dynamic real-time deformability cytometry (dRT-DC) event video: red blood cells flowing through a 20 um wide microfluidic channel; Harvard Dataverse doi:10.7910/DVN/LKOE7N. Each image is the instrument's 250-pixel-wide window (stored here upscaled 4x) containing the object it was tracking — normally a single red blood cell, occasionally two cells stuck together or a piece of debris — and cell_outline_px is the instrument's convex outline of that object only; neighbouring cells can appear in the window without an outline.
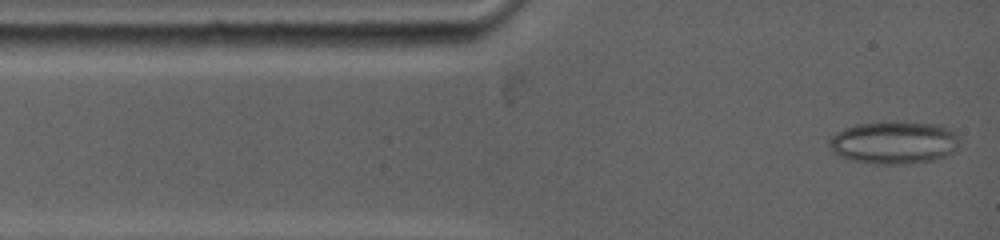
{"species": "common noctule bat (a hibernating species)", "species_latin": "Nyctalus noctula", "temperature_condition": "warm", "stored_images_in_passage": 4, "camera_frame_rate_fps": 5000, "um_per_image_px": 0.085, "animal": {"sex": "female", "body_mass_g": 19.0, "forearm_length_mm": 53.3}, "frame": {"image": 1, "passage_image": 1, "time_ms": 0.0, "image_size_px": [1000, 240], "cell_outline_px": [[956, 148], [952, 152], [944, 156], [932, 160], [904, 164], [876, 164], [852, 160], [840, 156], [832, 152], [828, 144], [828, 140], [836, 132], [844, 128], [856, 124], [896, 120], [936, 124], [952, 128], [956, 136]], "centroid_in_image_um": [75.94, 12.09], "position_along_channel_um": 9.1, "area_um2": 32.66}}
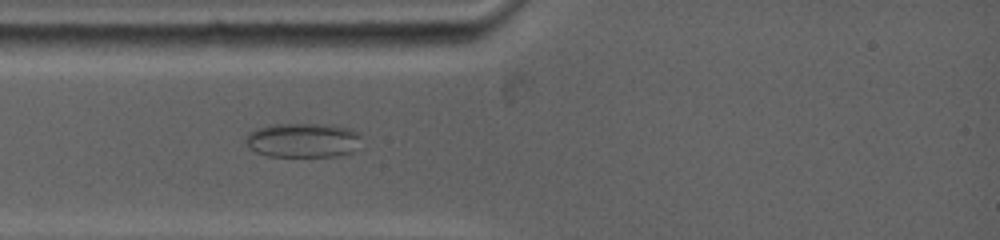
{"frame": {"image": 2, "passage_image": 4, "time_ms": 2.4, "image_size_px": [1000, 240], "cell_outline_px": [[360, 136], [352, 152], [340, 156], [268, 156], [256, 152], [244, 140], [248, 132], [256, 128], [268, 124], [324, 124], [348, 128], [356, 132]], "centroid_in_image_um": [25.69, 11.91], "position_along_channel_um": 59.3, "area_um2": 23.06}}